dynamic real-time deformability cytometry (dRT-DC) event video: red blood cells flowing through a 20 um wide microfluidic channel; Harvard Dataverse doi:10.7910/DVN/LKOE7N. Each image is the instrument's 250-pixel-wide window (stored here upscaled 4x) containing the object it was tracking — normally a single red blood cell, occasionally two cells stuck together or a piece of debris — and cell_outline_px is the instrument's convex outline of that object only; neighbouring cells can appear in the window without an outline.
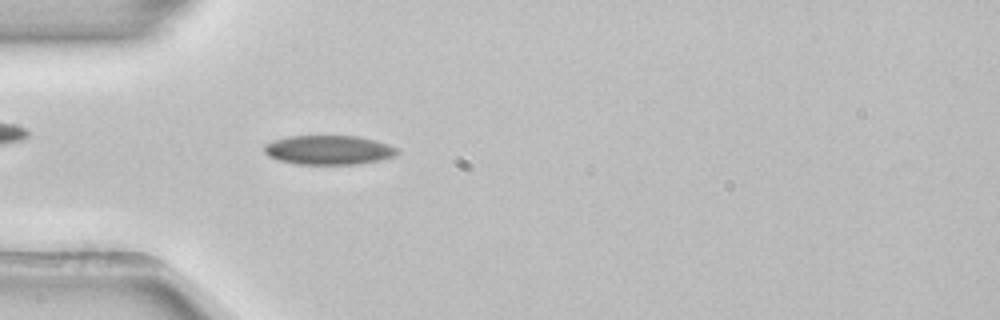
{"species": "common noctule bat (a hibernating species)", "species_latin": "Nyctalus noctula", "temperature_condition": "room temperature", "stored_images_in_passage": 38, "camera_frame_rate_fps": 3000, "um_per_image_px": 0.085, "animal": {"sex": "female", "body_mass_g": 22.7, "forearm_length_mm": 54.2}, "frame": {"image": 1, "passage_image": 1, "time_ms": 0.0, "image_size_px": [1000, 320], "cell_outline_px": [[400, 152], [396, 156], [380, 160], [360, 164], [296, 164], [276, 160], [268, 156], [264, 152], [264, 144], [272, 140], [288, 136], [356, 136], [376, 140], [400, 148]], "centroid_in_image_um": [27.95, 12.75], "position_along_channel_um": 57.0, "area_um2": 23.06}}
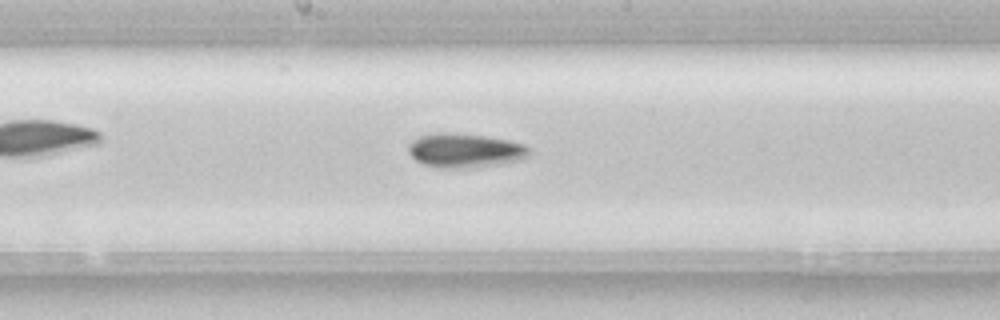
{"frame": {"image": 2, "passage_image": 13, "time_ms": 4.0, "image_size_px": [1000, 320], "cell_outline_px": [[532, 152], [528, 156], [520, 160], [500, 164], [472, 168], [440, 168], [424, 164], [416, 160], [408, 152], [408, 144], [412, 140], [420, 136], [440, 132], [484, 136], [508, 140], [524, 144], [532, 148]], "centroid_in_image_um": [39.55, 12.8], "position_along_channel_um": 208.6, "area_um2": 24.16}}
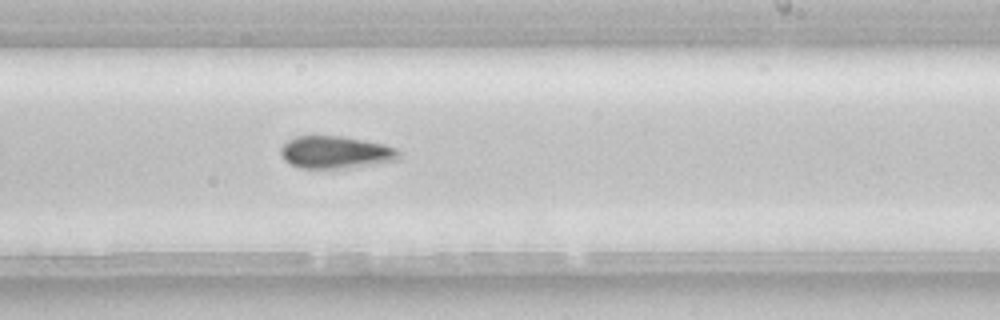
{"frame": {"image": 3, "passage_image": 17, "time_ms": 5.333, "image_size_px": [1000, 320], "cell_outline_px": [[400, 156], [396, 160], [340, 168], [300, 168], [284, 160], [280, 156], [280, 148], [288, 140], [296, 136], [340, 136], [384, 144], [396, 148], [400, 152]], "centroid_in_image_um": [28.48, 12.93], "position_along_channel_um": 260.5, "area_um2": 21.96}, "authors_computed_cell_mechanics": {"area_um2": 21.386, "velocity_mm_per_s": 3.9199, "shape_relaxation_time_tau1_ms": 10.8735, "shape_relaxation_time_tau2_ms": null, "deformation_change_tau1": 0.1333, "deformation_change_tau2": null}}